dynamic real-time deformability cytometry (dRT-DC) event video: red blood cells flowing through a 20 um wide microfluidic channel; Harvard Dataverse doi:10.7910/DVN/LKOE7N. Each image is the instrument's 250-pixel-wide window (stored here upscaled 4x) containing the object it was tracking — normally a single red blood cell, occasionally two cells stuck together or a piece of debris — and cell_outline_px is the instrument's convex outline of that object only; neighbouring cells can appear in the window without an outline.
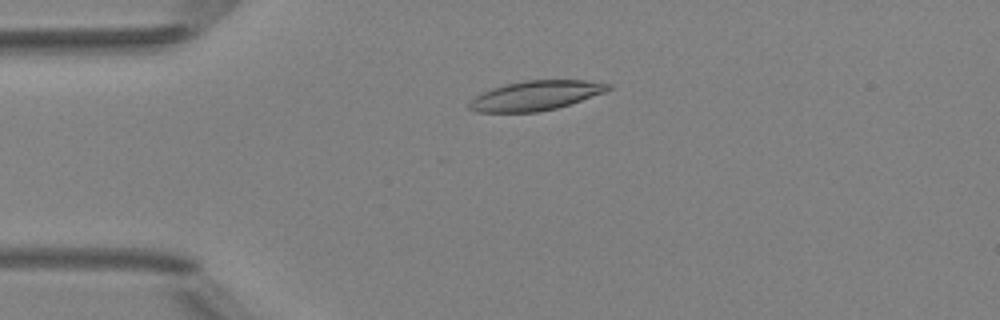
{"species": "Egyptian fruit bat (a non-hibernating species)", "species_latin": "Rousettus aegyptiacus", "temperature_condition": "room temperature", "stored_images_in_passage": 1, "camera_frame_rate_fps": 3000, "um_per_image_px": 0.085, "animal": {"sex": "female"}, "frame": {"image": 1, "passage_image": 1, "time_ms": 0.0, "image_size_px": [1000, 320], "cell_outline_px": [[612, 88], [604, 92], [556, 108], [536, 112], [476, 112], [468, 108], [468, 104], [476, 96], [492, 88], [524, 80], [584, 80], [612, 84]], "centroid_in_image_um": [45.53, 8.12], "position_along_channel_um": 39.5, "area_um2": 23.58}}